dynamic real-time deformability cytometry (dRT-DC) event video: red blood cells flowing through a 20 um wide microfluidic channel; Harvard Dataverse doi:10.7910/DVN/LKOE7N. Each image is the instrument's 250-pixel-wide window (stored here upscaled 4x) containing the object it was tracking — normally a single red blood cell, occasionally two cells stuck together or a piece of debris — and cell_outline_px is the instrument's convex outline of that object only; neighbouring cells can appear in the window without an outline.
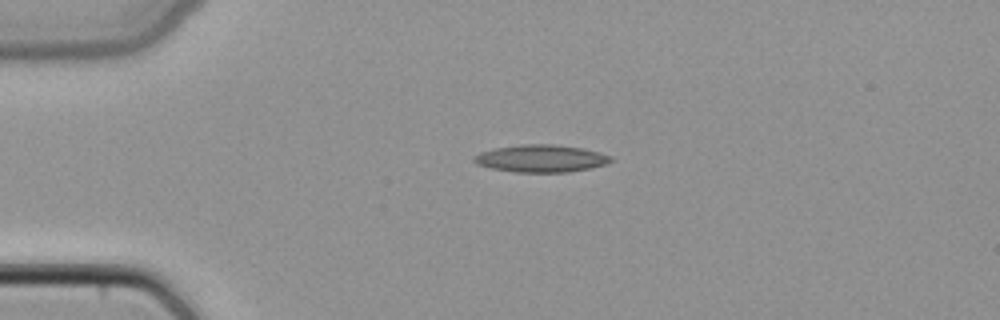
{"species": "common noctule bat (a hibernating species)", "species_latin": "Nyctalus noctula", "temperature_condition": "cold", "stored_images_in_passage": 37, "camera_frame_rate_fps": 3000, "um_per_image_px": 0.085, "animal": {"sex": "female", "body_mass_g": 22.7, "forearm_length_mm": 54.2}, "frame": {"image": 1, "passage_image": 1, "time_ms": 0.0, "image_size_px": [1000, 320], "cell_outline_px": [[612, 160], [604, 164], [592, 168], [568, 172], [516, 172], [492, 168], [476, 164], [472, 160], [472, 156], [480, 152], [496, 148], [520, 144], [552, 144], [584, 148], [612, 156]], "centroid_in_image_um": [45.97, 13.46], "position_along_channel_um": 39.0, "area_um2": 21.85}}
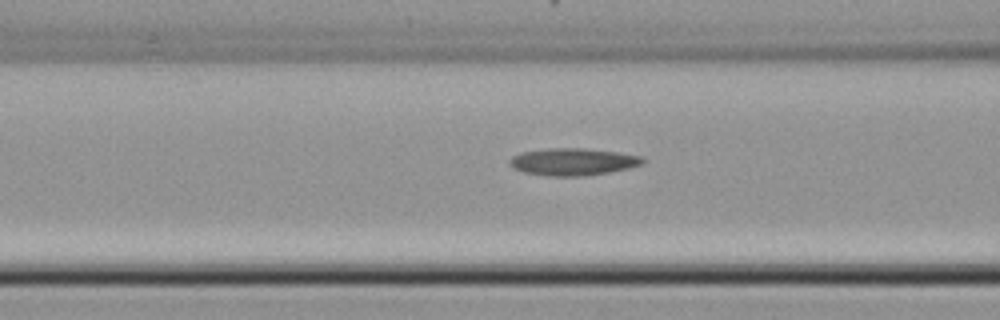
{"frame": {"image": 2, "passage_image": 9, "time_ms": 2.667, "image_size_px": [1000, 320], "cell_outline_px": [[648, 160], [644, 164], [628, 168], [608, 172], [580, 176], [548, 176], [524, 172], [512, 168], [508, 164], [508, 160], [512, 156], [520, 152], [548, 148], [584, 148], [620, 152], [640, 156]], "centroid_in_image_um": [48.69, 13.74], "position_along_channel_um": 117.9, "area_um2": 21.33}}
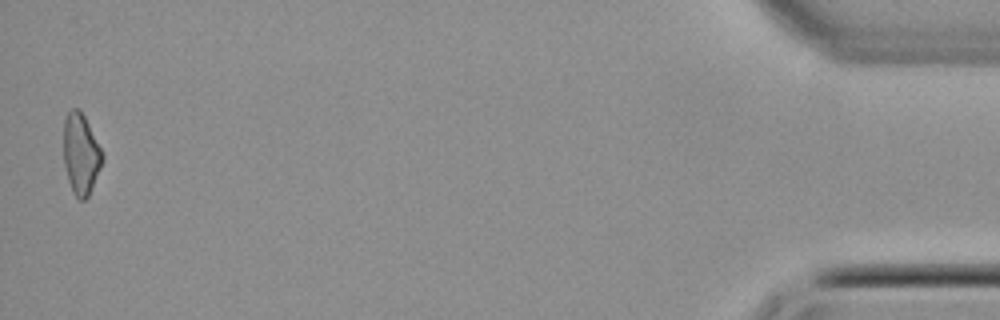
{"frame": {"image": 3, "passage_image": 37, "time_ms": 12.0, "image_size_px": [1000, 320], "cell_outline_px": [[104, 160], [88, 196], [84, 200], [80, 200], [72, 192], [68, 180], [64, 164], [64, 120], [68, 112], [72, 108], [80, 108], [104, 156]], "centroid_in_image_um": [6.87, 13.09], "position_along_channel_um": 428.3, "area_um2": 18.09}}